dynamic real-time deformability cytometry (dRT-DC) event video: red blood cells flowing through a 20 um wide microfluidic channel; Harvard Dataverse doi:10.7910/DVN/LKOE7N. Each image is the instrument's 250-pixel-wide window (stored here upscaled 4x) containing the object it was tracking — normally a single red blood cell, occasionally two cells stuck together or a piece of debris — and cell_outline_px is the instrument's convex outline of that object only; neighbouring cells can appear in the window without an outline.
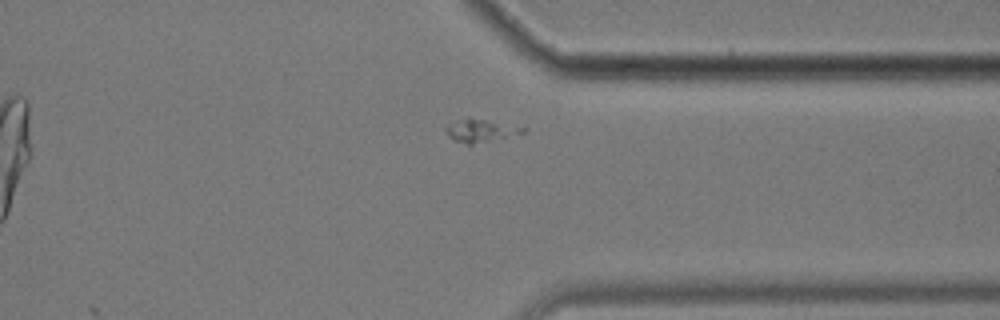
{"species": "common noctule bat (a hibernating species)", "species_latin": "Nyctalus noctula", "temperature_condition": "cold", "stored_images_in_passage": 13, "segment_of_instrument_passage": [2, 2], "camera_frame_rate_fps": 3000, "um_per_image_px": 0.085, "animal": {"sex": "male", "body_mass_g": 17.9}, "frame": {"image": 1, "passage_image": 13, "time_ms": 4.0, "image_size_px": [1000, 320], "cell_outline_px": [[528, 132], [472, 144], [468, 144], [452, 140], [448, 136], [444, 128], [456, 120], [468, 116], [528, 128]], "centroid_in_image_um": [40.84, 11.08], "position_along_channel_um": 370.6, "area_um2": 10.35}}